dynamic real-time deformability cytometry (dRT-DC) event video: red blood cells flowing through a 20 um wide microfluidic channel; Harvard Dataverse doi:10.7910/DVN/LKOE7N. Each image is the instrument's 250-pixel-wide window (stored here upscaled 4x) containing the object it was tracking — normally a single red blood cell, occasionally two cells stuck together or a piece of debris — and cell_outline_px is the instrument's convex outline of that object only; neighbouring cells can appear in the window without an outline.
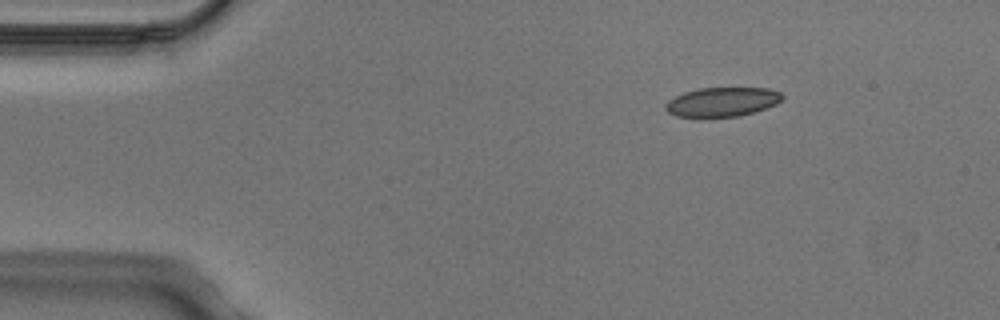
{"species": "Egyptian fruit bat (a non-hibernating species)", "species_latin": "Rousettus aegyptiacus", "temperature_condition": "cold", "stored_images_in_passage": 6, "segment_of_instrument_passage": [2, 2], "camera_frame_rate_fps": 3000, "um_per_image_px": 0.085, "animal": {"sex": "male"}, "frame": {"image": 1, "passage_image": 6, "time_ms": 1.667, "image_size_px": [1000, 320], "cell_outline_px": [[784, 96], [776, 104], [740, 116], [708, 120], [696, 120], [676, 116], [668, 112], [664, 108], [664, 104], [668, 100], [684, 92], [700, 88], [768, 88], [780, 92]], "centroid_in_image_um": [61.29, 8.72], "position_along_channel_um": 23.7, "area_um2": 20.69}}